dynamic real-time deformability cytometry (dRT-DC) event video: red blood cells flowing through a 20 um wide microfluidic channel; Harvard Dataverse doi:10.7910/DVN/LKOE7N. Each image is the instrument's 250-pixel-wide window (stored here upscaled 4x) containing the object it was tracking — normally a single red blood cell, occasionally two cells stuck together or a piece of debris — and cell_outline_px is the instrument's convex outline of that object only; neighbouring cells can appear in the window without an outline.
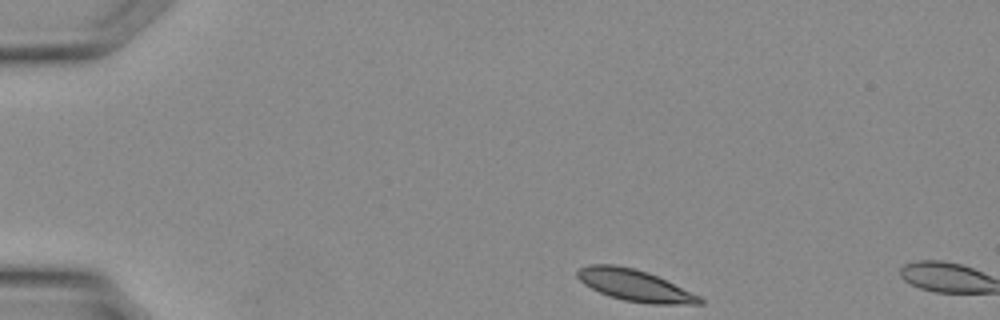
{"species": "Egyptian fruit bat (a non-hibernating species)", "species_latin": "Rousettus aegyptiacus", "temperature_condition": "warm", "stored_images_in_passage": 2, "camera_frame_rate_fps": 3000, "um_per_image_px": 0.085, "animal": {"sex": "female"}, "frame": {"image": 1, "passage_image": 1, "time_ms": 0.0, "image_size_px": [1000, 320], "cell_outline_px": [[704, 304], [652, 304], [624, 300], [608, 296], [584, 284], [576, 276], [576, 272], [580, 268], [588, 264], [616, 264], [648, 272], [700, 296], [704, 300]], "centroid_in_image_um": [53.94, 24.25], "position_along_channel_um": 31.1, "area_um2": 22.37}}